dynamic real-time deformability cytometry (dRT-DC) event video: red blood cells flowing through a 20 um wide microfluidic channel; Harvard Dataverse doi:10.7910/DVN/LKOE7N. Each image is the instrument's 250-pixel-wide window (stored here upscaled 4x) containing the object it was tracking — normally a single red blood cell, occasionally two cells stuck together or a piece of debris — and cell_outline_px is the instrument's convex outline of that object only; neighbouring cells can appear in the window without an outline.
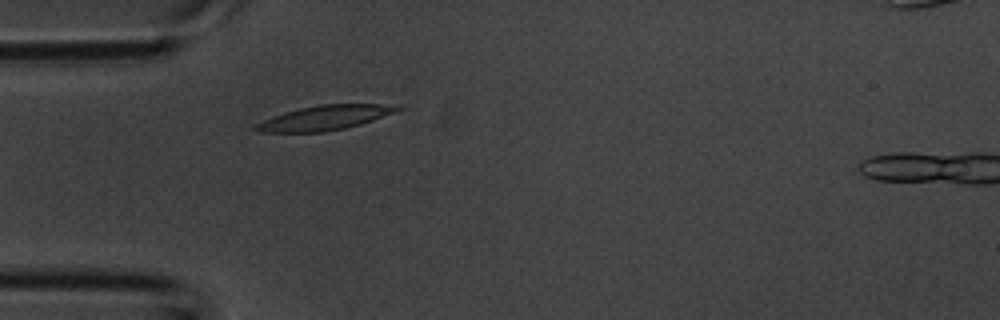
{"species": "common noctule bat (a hibernating species)", "species_latin": "Nyctalus noctula", "temperature_condition": "room temperature", "stored_images_in_passage": 2, "camera_frame_rate_fps": 3000, "um_per_image_px": 0.085, "animal": {"sex": "male", "body_mass_g": 20.1, "forearm_length_mm": 53.5}, "frame": {"image": 1, "passage_image": 1, "time_ms": 0.0, "image_size_px": [1000, 320], "cell_outline_px": [[404, 108], [396, 112], [360, 124], [344, 128], [324, 132], [256, 132], [252, 128], [252, 124], [272, 116], [284, 112], [300, 108], [320, 104], [404, 104]], "centroid_in_image_um": [27.6, 10.0], "position_along_channel_um": 57.4, "area_um2": 20.63}}